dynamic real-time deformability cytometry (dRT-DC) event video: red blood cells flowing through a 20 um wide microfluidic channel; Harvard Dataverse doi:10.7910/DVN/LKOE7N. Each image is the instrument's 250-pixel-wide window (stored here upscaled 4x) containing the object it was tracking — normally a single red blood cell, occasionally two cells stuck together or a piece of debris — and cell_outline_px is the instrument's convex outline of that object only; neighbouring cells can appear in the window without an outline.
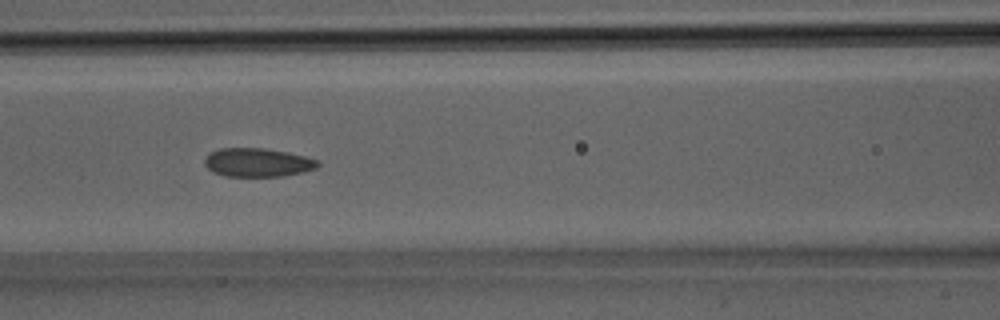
{"species": "Egyptian fruit bat (a non-hibernating species)", "species_latin": "Rousettus aegyptiacus", "temperature_condition": "room temperature", "stored_images_in_passage": 9, "camera_frame_rate_fps": 3000, "um_per_image_px": 0.085, "animal": {"sex": "male"}, "frame": {"image": 1, "passage_image": 6, "time_ms": 1.667, "image_size_px": [1000, 320], "cell_outline_px": [[320, 164], [316, 168], [304, 172], [284, 176], [224, 176], [212, 172], [204, 164], [204, 160], [208, 152], [220, 148], [264, 148], [288, 152], [320, 160]], "centroid_in_image_um": [21.89, 13.81], "position_along_channel_um": 144.7, "area_um2": 19.13}}